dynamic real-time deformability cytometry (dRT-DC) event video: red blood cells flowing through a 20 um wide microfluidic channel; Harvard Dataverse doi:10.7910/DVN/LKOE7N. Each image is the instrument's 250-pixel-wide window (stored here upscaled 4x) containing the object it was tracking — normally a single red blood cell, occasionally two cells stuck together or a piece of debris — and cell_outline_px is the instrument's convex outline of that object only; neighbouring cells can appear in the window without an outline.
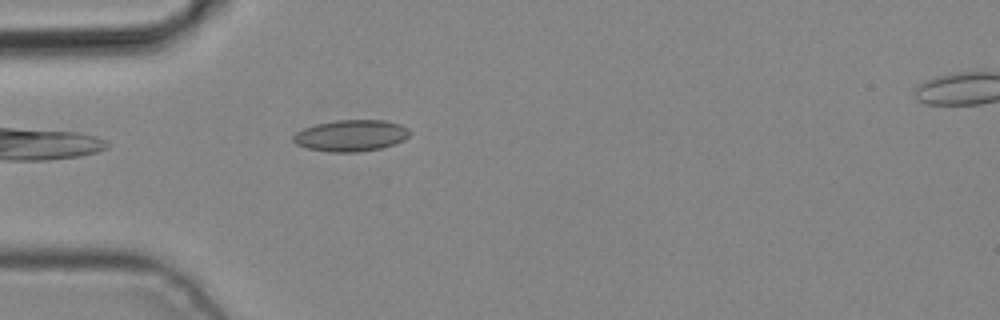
{"species": "common noctule bat (a hibernating species)", "species_latin": "Nyctalus noctula", "temperature_condition": "cold", "stored_images_in_passage": 2, "camera_frame_rate_fps": 3000, "um_per_image_px": 0.085, "animal": {"sex": "male", "body_mass_g": 19.2, "forearm_length_mm": 51.8}, "frame": {"image": 1, "passage_image": 1, "time_ms": 0.0, "image_size_px": [1000, 320], "cell_outline_px": [[412, 132], [404, 140], [380, 148], [356, 152], [332, 152], [308, 148], [296, 144], [292, 140], [292, 136], [296, 132], [304, 128], [316, 124], [336, 120], [384, 120], [400, 124], [408, 128]], "centroid_in_image_um": [29.83, 11.51], "position_along_channel_um": 55.2, "area_um2": 21.27}}